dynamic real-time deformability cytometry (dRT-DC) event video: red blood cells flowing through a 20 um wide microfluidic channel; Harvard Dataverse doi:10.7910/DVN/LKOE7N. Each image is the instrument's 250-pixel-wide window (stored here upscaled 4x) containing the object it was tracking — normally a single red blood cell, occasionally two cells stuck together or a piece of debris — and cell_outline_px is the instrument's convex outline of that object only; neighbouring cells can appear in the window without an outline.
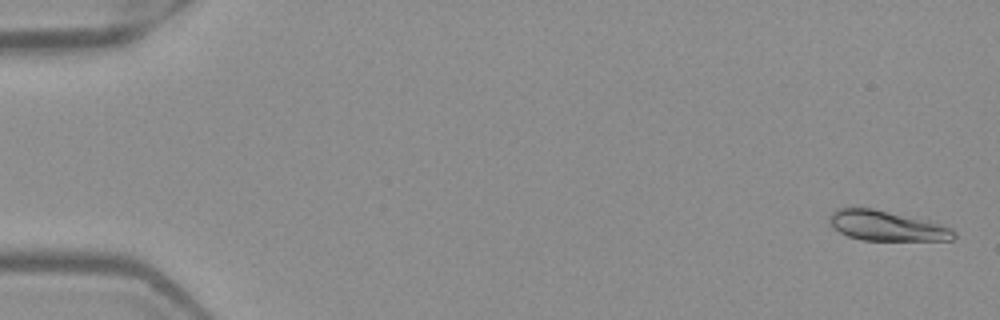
{"species": "Egyptian fruit bat (a non-hibernating species)", "species_latin": "Rousettus aegyptiacus", "temperature_condition": "warm", "stored_images_in_passage": 52, "camera_frame_rate_fps": 3000, "um_per_image_px": 0.085, "frame": {"image": 1, "passage_image": 2, "time_ms": 0.333, "image_size_px": [1000, 320], "cell_outline_px": [[956, 236], [952, 240], [864, 240], [848, 236], [840, 232], [832, 224], [832, 212], [836, 208], [872, 208], [932, 220], [952, 228], [956, 232]], "centroid_in_image_um": [75.48, 19.19], "position_along_channel_um": 9.5, "area_um2": 21.73}}
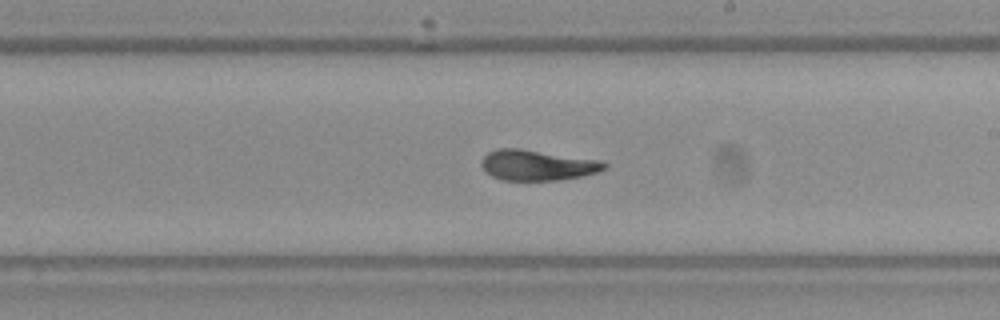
{"frame": {"image": 2, "passage_image": 31, "time_ms": 10.0, "image_size_px": [1000, 320], "cell_outline_px": [[608, 168], [596, 172], [580, 176], [560, 180], [504, 180], [492, 176], [484, 172], [480, 164], [480, 160], [488, 152], [496, 148], [520, 148], [600, 160], [608, 164]], "centroid_in_image_um": [45.63, 14.03], "position_along_channel_um": 243.4, "area_um2": 22.02}}
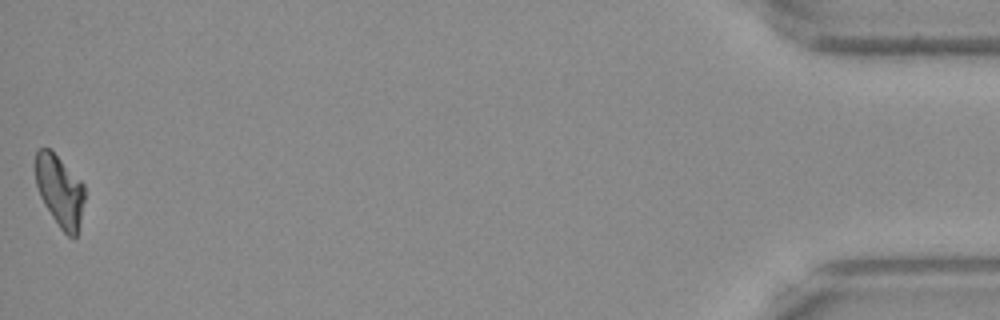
{"frame": {"image": 3, "passage_image": 52, "time_ms": 17.0, "image_size_px": [1000, 320], "cell_outline_px": [[84, 200], [80, 220], [76, 236], [68, 236], [60, 228], [44, 204], [40, 196], [36, 184], [32, 164], [36, 148], [48, 148], [84, 184]], "centroid_in_image_um": [5.01, 16.17], "position_along_channel_um": 430.2, "area_um2": 20.46}, "authors_computed_cell_mechanics": {"area_um2": 21.7906, "velocity_mm_per_s": 3.9803, "shape_relaxation_time_tau1_ms": 3.2569, "shape_relaxation_time_tau2_ms": 1.1988, "deformation_change_tau1": 0.1677, "deformation_change_tau2": 0.0689}}